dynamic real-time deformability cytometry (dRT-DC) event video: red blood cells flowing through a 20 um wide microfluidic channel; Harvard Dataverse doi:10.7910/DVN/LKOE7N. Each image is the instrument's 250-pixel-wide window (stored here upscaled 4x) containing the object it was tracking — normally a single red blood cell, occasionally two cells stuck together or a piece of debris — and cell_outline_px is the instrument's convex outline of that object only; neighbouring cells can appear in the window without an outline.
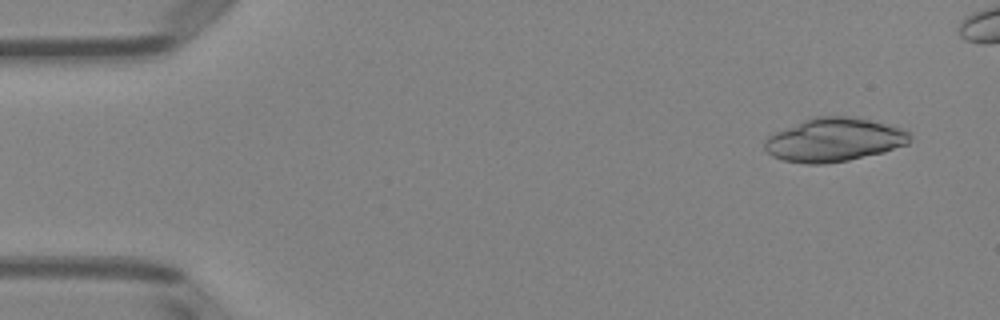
{"species": "Egyptian fruit bat (a non-hibernating species)", "species_latin": "Rousettus aegyptiacus", "temperature_condition": "room temperature", "stored_images_in_passage": 46, "camera_frame_rate_fps": 3000, "um_per_image_px": 0.085, "animal": {"sex": "female"}, "frame": {"image": 1, "passage_image": 3, "time_ms": 0.667, "image_size_px": [1000, 320], "cell_outline_px": [[912, 136], [908, 144], [884, 152], [848, 160], [824, 164], [808, 164], [784, 160], [772, 156], [764, 148], [764, 140], [768, 136], [776, 132], [804, 120], [816, 116], [856, 116], [900, 128], [912, 132]], "centroid_in_image_um": [70.92, 11.88], "position_along_channel_um": 14.1, "area_um2": 36.88}}